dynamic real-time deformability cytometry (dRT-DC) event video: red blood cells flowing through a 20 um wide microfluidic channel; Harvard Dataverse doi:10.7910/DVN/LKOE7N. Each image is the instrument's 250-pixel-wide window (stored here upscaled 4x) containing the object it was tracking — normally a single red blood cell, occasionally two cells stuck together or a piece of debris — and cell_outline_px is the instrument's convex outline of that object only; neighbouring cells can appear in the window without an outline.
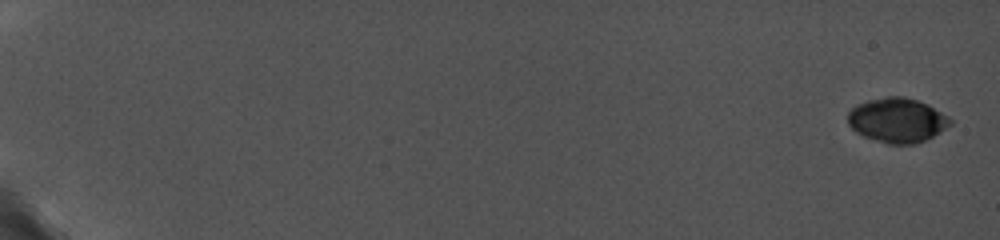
{"species": "common noctule bat (a hibernating species)", "species_latin": "Nyctalus noctula", "temperature_condition": "cold", "stored_images_in_passage": 7, "camera_frame_rate_fps": 5000, "um_per_image_px": 0.085, "animal": {"sex": "female", "body_mass_g": 19.0, "forearm_length_mm": 56.7}, "frame": {"image": 1, "passage_image": 1, "time_ms": 0.0, "image_size_px": [1000, 240], "cell_outline_px": [[952, 124], [940, 132], [916, 144], [888, 144], [864, 136], [856, 132], [848, 124], [848, 112], [856, 104], [868, 100], [888, 96], [904, 96], [928, 104], [948, 116], [952, 120]], "centroid_in_image_um": [76.26, 10.21], "position_along_channel_um": 8.7, "area_um2": 26.59}}